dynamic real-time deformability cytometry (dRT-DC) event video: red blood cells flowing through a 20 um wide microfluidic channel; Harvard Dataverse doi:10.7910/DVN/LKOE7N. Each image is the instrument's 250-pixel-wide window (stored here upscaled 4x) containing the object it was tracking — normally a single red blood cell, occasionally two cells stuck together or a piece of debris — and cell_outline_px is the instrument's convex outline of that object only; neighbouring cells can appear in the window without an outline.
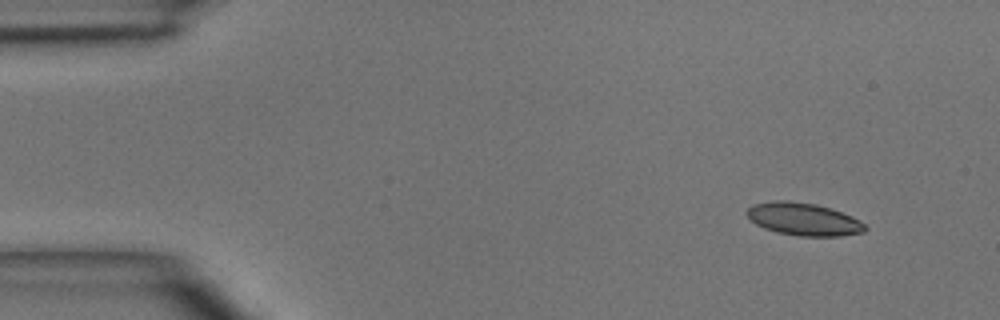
{"species": "common noctule bat (a hibernating species)", "species_latin": "Nyctalus noctula", "temperature_condition": "room temperature", "stored_images_in_passage": 6, "camera_frame_rate_fps": 3000, "um_per_image_px": 0.085, "animal": {"sex": "male", "body_mass_g": 15.6}, "frame": {"image": 1, "passage_image": 1, "time_ms": 0.0, "image_size_px": [1000, 320], "cell_outline_px": [[868, 228], [864, 232], [840, 236], [800, 236], [780, 232], [764, 228], [756, 224], [744, 212], [752, 204], [780, 200], [788, 200], [816, 204], [832, 208], [852, 216], [860, 220]], "centroid_in_image_um": [68.33, 18.62], "position_along_channel_um": 16.7, "area_um2": 22.48}}
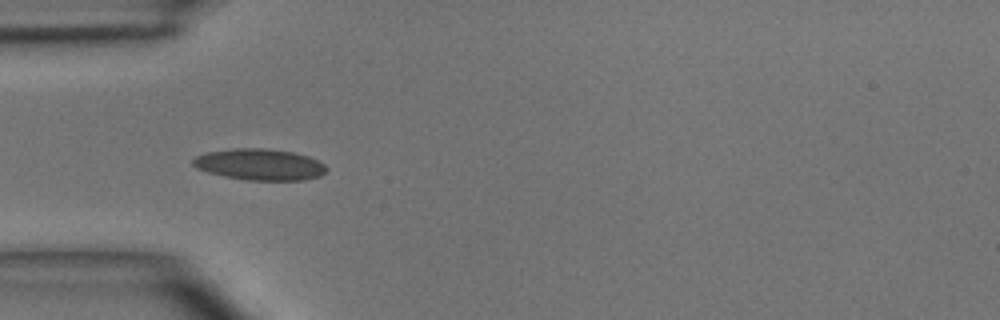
{"frame": {"image": 2, "passage_image": 4, "time_ms": 3.333, "image_size_px": [1000, 320], "cell_outline_px": [[328, 168], [320, 176], [304, 180], [248, 180], [224, 176], [208, 172], [196, 168], [192, 164], [192, 160], [196, 156], [204, 152], [232, 148], [268, 148], [292, 152], [308, 156], [324, 164]], "centroid_in_image_um": [22.05, 13.97], "position_along_channel_um": 63.0, "area_um2": 24.45}}